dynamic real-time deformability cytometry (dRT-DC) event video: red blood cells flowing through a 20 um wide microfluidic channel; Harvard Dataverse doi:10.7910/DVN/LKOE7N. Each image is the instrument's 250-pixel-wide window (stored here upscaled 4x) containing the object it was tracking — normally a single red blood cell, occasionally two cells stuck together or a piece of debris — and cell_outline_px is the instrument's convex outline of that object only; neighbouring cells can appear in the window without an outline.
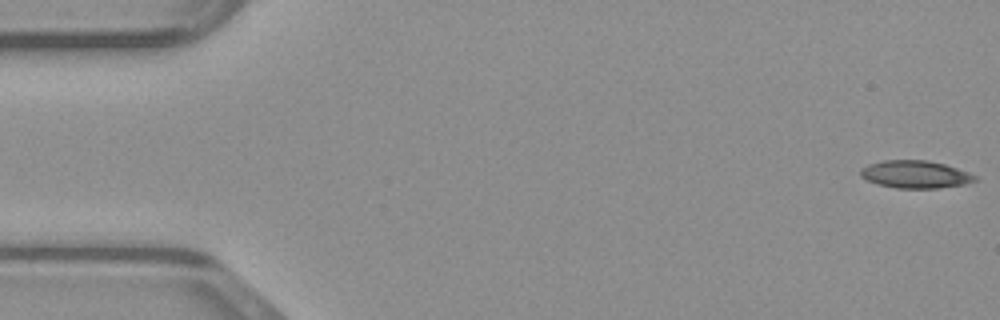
{"species": "common noctule bat (a hibernating species)", "species_latin": "Nyctalus noctula", "temperature_condition": "warm", "stored_images_in_passage": 48, "camera_frame_rate_fps": 3000, "um_per_image_px": 0.085, "animal": {"sex": "male", "body_mass_g": 23.1, "forearm_length_mm": 52.7}, "frame": {"image": 1, "passage_image": 1, "time_ms": 0.0, "image_size_px": [1000, 320], "cell_outline_px": [[976, 180], [964, 184], [936, 188], [896, 188], [876, 184], [860, 176], [860, 168], [868, 164], [884, 160], [924, 160], [944, 164], [968, 172], [976, 176]], "centroid_in_image_um": [77.75, 14.82], "position_along_channel_um": 7.3, "area_um2": 18.26}}
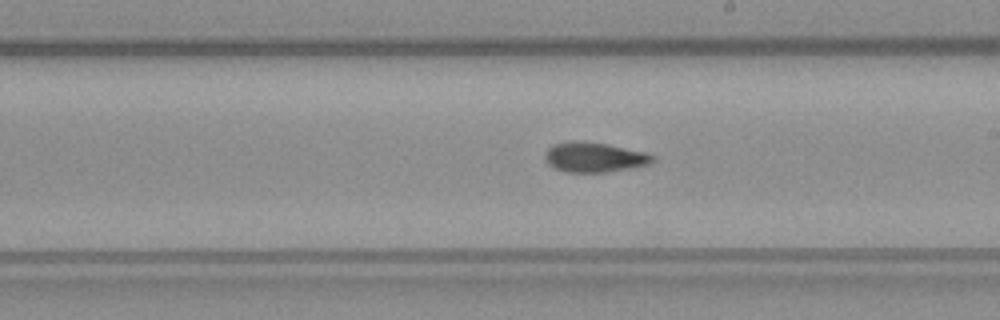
{"frame": {"image": 2, "passage_image": 27, "time_ms": 8.667, "image_size_px": [1000, 320], "cell_outline_px": [[656, 160], [648, 164], [628, 168], [604, 172], [568, 172], [552, 168], [544, 160], [544, 152], [552, 144], [572, 140], [584, 140], [608, 144], [644, 152], [656, 156]], "centroid_in_image_um": [50.46, 13.34], "position_along_channel_um": 238.5, "area_um2": 19.02}}
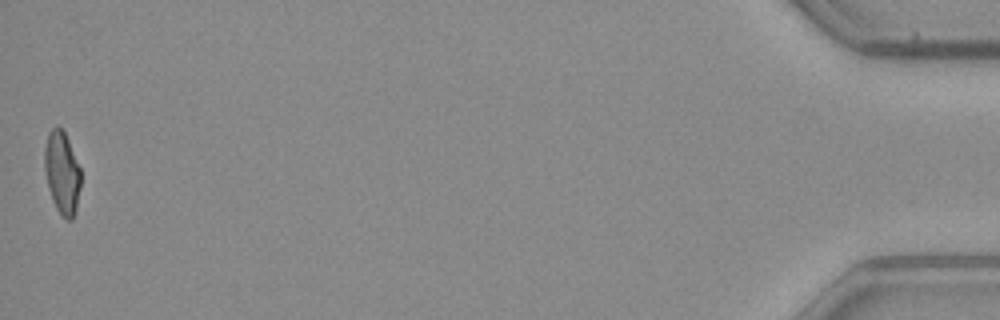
{"frame": {"image": 3, "passage_image": 48, "time_ms": 15.667, "image_size_px": [1000, 320], "cell_outline_px": [[80, 188], [76, 208], [72, 220], [68, 220], [56, 208], [52, 200], [48, 188], [44, 168], [44, 148], [48, 132], [56, 124], [64, 132], [68, 140], [80, 168]], "centroid_in_image_um": [5.25, 14.65], "position_along_channel_um": 429.9, "area_um2": 17.34}}